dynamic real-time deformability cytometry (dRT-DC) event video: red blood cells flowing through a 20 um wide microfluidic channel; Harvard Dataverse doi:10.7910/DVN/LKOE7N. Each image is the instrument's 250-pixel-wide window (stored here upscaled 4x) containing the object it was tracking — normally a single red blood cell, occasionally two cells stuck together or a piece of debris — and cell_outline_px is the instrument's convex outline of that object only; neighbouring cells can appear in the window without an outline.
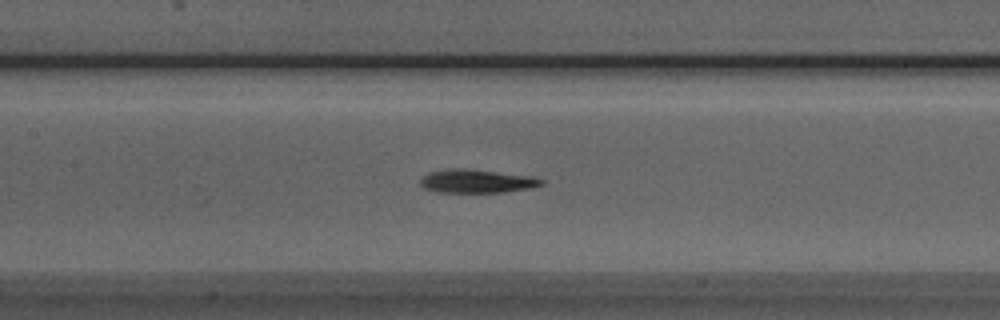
{"species": "Egyptian fruit bat (a non-hibernating species)", "species_latin": "Rousettus aegyptiacus", "temperature_condition": "room temperature", "stored_images_in_passage": 45, "camera_frame_rate_fps": 3000, "um_per_image_px": 0.085, "animal": {"sex": "male"}, "frame": {"image": 1, "passage_image": 17, "time_ms": 5.333, "image_size_px": [1000, 320], "cell_outline_px": [[544, 184], [528, 188], [504, 192], [436, 192], [424, 188], [420, 184], [420, 176], [428, 172], [448, 168], [464, 168], [532, 176], [544, 180]], "centroid_in_image_um": [40.46, 15.39], "position_along_channel_um": 166.9, "area_um2": 16.65}}
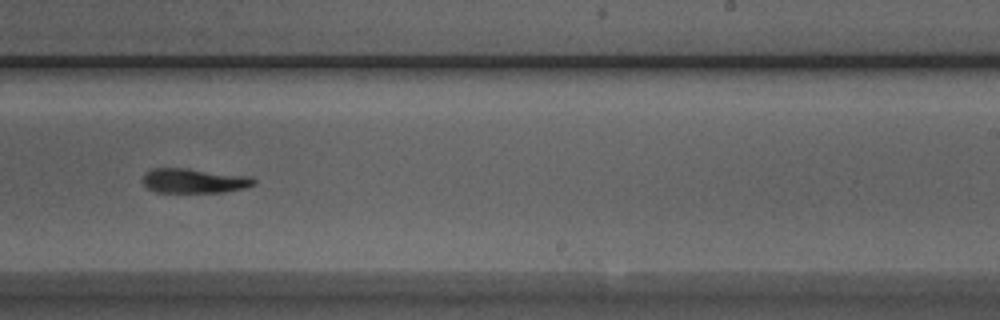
{"frame": {"image": 2, "passage_image": 25, "time_ms": 8.0, "image_size_px": [1000, 320], "cell_outline_px": [[256, 184], [244, 188], [224, 192], [156, 192], [148, 188], [144, 184], [144, 172], [152, 168], [188, 168], [252, 176], [256, 180]], "centroid_in_image_um": [16.53, 15.35], "position_along_channel_um": 272.5, "area_um2": 16.07}}
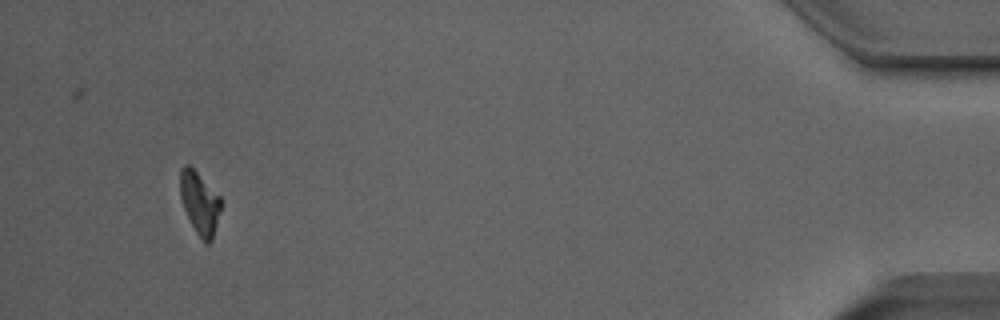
{"frame": {"image": 3, "passage_image": 42, "time_ms": 13.667, "image_size_px": [1000, 320], "cell_outline_px": [[220, 212], [212, 240], [208, 244], [204, 244], [196, 232], [184, 208], [180, 196], [180, 168], [184, 164], [188, 164], [220, 196]], "centroid_in_image_um": [16.96, 17.26], "position_along_channel_um": 418.2, "area_um2": 14.62}}